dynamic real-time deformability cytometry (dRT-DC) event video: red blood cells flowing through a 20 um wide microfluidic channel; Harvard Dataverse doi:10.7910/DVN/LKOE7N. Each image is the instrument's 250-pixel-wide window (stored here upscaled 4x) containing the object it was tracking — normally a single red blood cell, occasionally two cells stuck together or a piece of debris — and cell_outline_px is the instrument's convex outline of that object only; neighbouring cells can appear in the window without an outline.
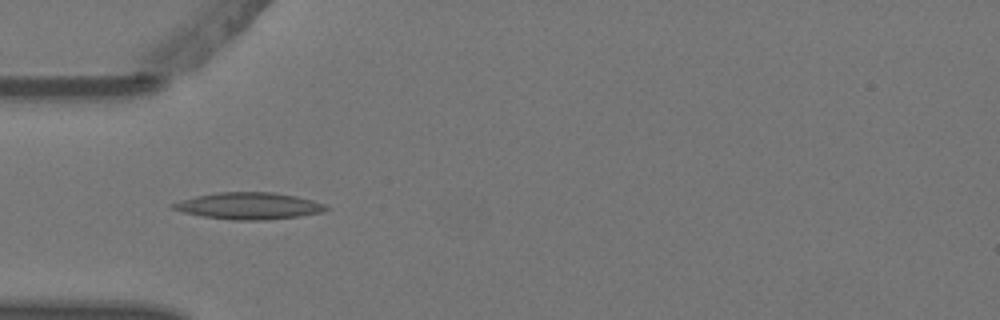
{"species": "Egyptian fruit bat (a non-hibernating species)", "species_latin": "Rousettus aegyptiacus", "temperature_condition": "warm", "stored_images_in_passage": 7, "camera_frame_rate_fps": 3000, "um_per_image_px": 0.085, "animal": {"sex": "female"}, "frame": {"image": 1, "passage_image": 4, "time_ms": 1.0, "image_size_px": [1000, 320], "cell_outline_px": [[332, 208], [324, 212], [300, 216], [264, 220], [232, 220], [204, 216], [184, 212], [172, 208], [172, 204], [196, 196], [216, 192], [272, 192], [296, 196], [312, 200], [324, 204]], "centroid_in_image_um": [21.23, 17.5], "position_along_channel_um": 63.8, "area_um2": 23.7}}
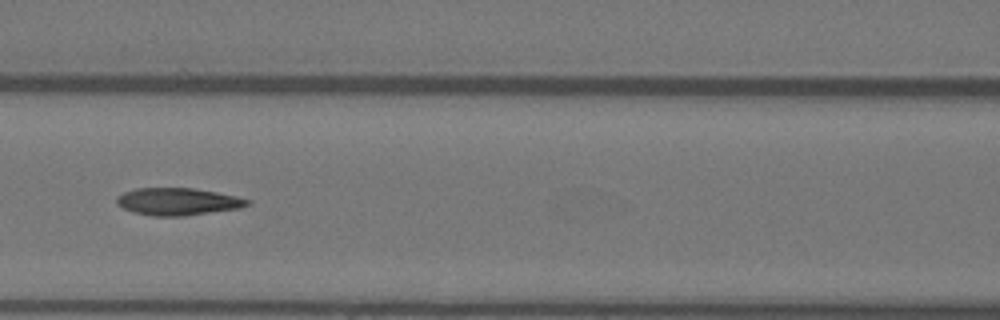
{"frame": {"image": 2, "passage_image": 6, "time_ms": 1.667, "image_size_px": [1000, 320], "cell_outline_px": [[252, 204], [240, 208], [184, 216], [152, 216], [132, 212], [116, 204], [116, 196], [124, 192], [136, 188], [192, 188], [216, 192], [236, 196], [252, 200]], "centroid_in_image_um": [15.12, 17.14], "position_along_channel_um": 151.5, "area_um2": 20.92}}
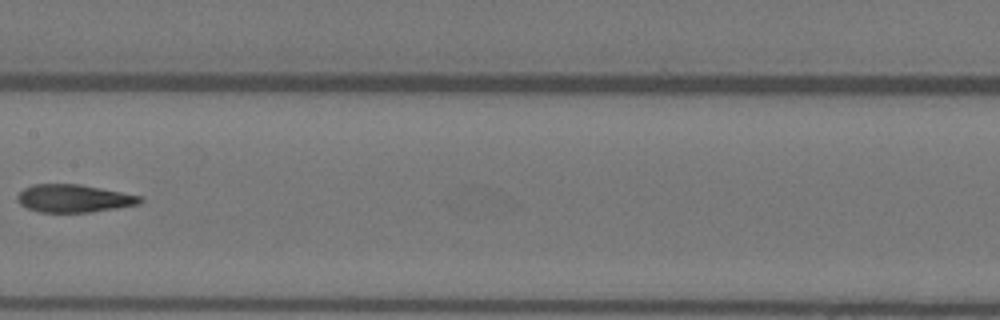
{"frame": {"image": 3, "passage_image": 7, "time_ms": 2.0, "image_size_px": [1000, 320], "cell_outline_px": [[144, 200], [140, 204], [92, 212], [40, 212], [28, 208], [20, 204], [16, 200], [16, 196], [24, 188], [32, 184], [80, 184], [144, 196]], "centroid_in_image_um": [6.3, 16.86], "position_along_channel_um": 201.1, "area_um2": 20.06}}